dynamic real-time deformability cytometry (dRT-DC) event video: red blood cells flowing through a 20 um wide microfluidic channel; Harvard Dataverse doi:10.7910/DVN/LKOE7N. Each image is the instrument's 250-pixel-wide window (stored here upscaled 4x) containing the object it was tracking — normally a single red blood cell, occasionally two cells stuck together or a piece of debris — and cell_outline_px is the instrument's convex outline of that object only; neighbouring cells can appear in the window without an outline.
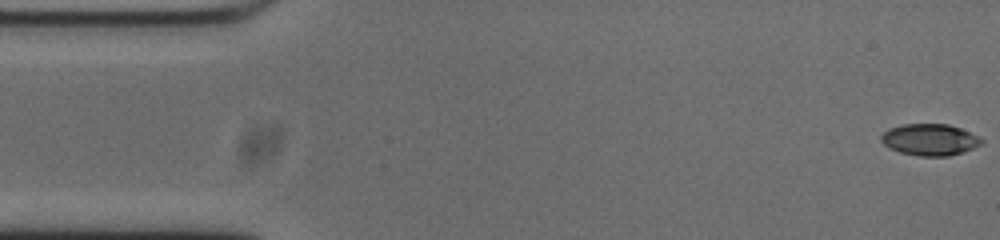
{"species": "common noctule bat (a hibernating species)", "species_latin": "Nyctalus noctula", "temperature_condition": "cold", "stored_images_in_passage": 54, "camera_frame_rate_fps": 3000, "um_per_image_px": 0.085, "animal": {"sex": "male", "body_mass_g": 20.0, "forearm_length_mm": 53.3}, "frame": {"image": 1, "passage_image": 1, "time_ms": 0.0, "image_size_px": [1000, 240], "cell_outline_px": [[984, 140], [980, 144], [964, 152], [948, 156], [920, 156], [900, 152], [884, 144], [880, 140], [880, 136], [888, 128], [904, 124], [948, 124], [960, 128]], "centroid_in_image_um": [79.01, 11.87], "position_along_channel_um": 6.0, "area_um2": 18.26}}
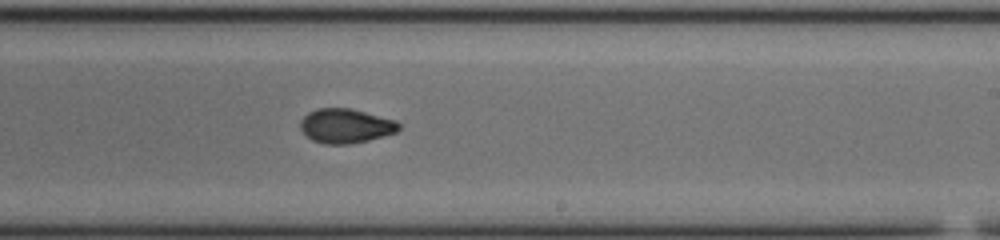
{"frame": {"image": 2, "passage_image": 31, "time_ms": 10.0, "image_size_px": [1000, 240], "cell_outline_px": [[400, 128], [396, 132], [384, 136], [352, 144], [324, 144], [312, 140], [300, 128], [300, 120], [308, 112], [316, 108], [352, 108], [396, 120], [400, 124]], "centroid_in_image_um": [29.39, 10.69], "position_along_channel_um": 259.6, "area_um2": 19.88}}
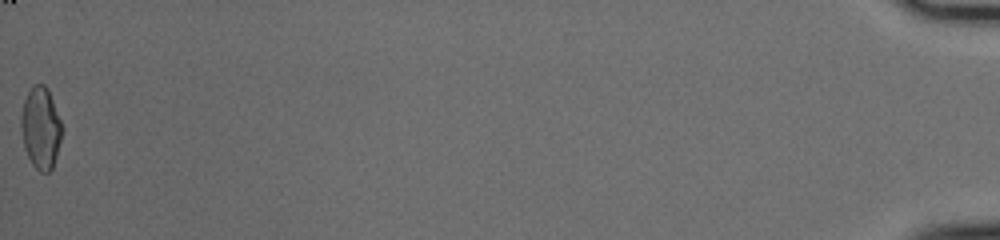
{"frame": {"image": 3, "passage_image": 54, "time_ms": 17.667, "image_size_px": [1000, 240], "cell_outline_px": [[64, 132], [52, 168], [48, 172], [40, 172], [32, 164], [24, 148], [20, 128], [20, 116], [24, 100], [32, 84], [44, 84], [48, 88], [64, 128]], "centroid_in_image_um": [3.47, 10.86], "position_along_channel_um": 431.7, "area_um2": 19.88}, "authors_computed_cell_mechanics": {"area_um2": 19.4497, "velocity_mm_per_s": 3.736, "shape_relaxation_time_tau1_ms": 7.7516, "shape_relaxation_time_tau2_ms": 2.3369, "deformation_change_tau1": 0.2025, "deformation_change_tau2": 0.0658}}